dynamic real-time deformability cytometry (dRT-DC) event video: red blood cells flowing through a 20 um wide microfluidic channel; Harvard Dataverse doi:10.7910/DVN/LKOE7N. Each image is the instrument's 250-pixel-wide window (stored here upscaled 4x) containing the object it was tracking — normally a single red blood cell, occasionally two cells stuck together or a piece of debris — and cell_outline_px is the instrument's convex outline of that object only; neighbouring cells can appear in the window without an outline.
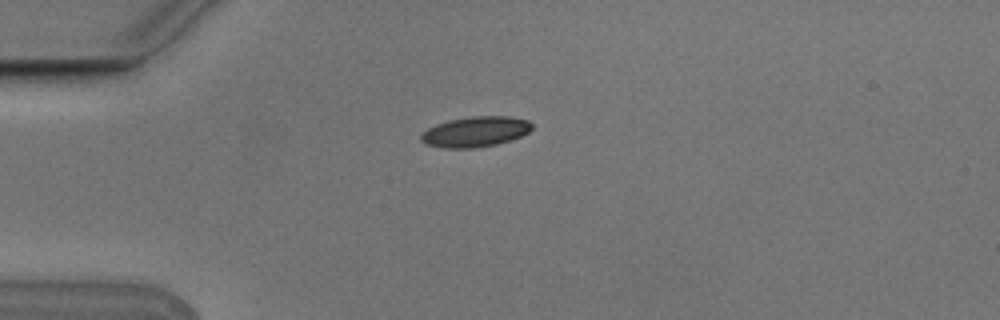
{"species": "Egyptian fruit bat (a non-hibernating species)", "species_latin": "Rousettus aegyptiacus", "temperature_condition": "cold", "stored_images_in_passage": 8, "camera_frame_rate_fps": 3000, "um_per_image_px": 0.085, "animal": {"sex": "male"}, "frame": {"image": 1, "passage_image": 1, "time_ms": 0.0, "image_size_px": [1000, 320], "cell_outline_px": [[532, 128], [528, 132], [520, 136], [496, 144], [472, 148], [444, 148], [428, 144], [420, 140], [420, 136], [428, 128], [436, 124], [448, 120], [472, 116], [508, 116], [528, 120], [532, 124]], "centroid_in_image_um": [40.4, 11.18], "position_along_channel_um": 44.6, "area_um2": 19.42}}
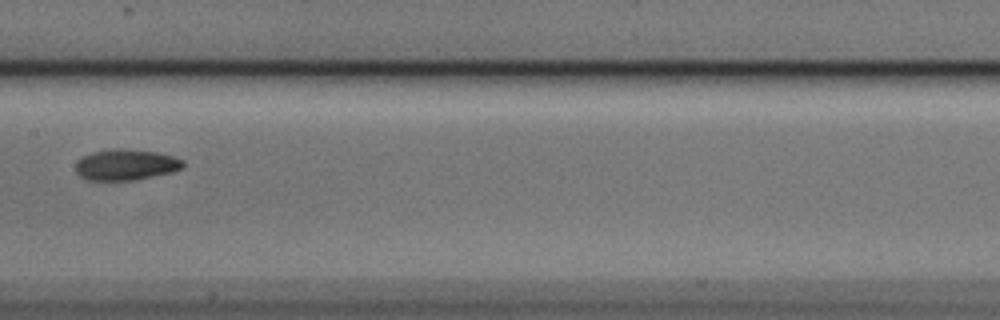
{"frame": {"image": 2, "passage_image": 5, "time_ms": 1.333, "image_size_px": [1000, 320], "cell_outline_px": [[184, 168], [172, 172], [136, 180], [88, 180], [80, 176], [76, 172], [76, 164], [84, 156], [92, 152], [112, 148], [116, 148], [156, 152], [172, 156], [184, 160]], "centroid_in_image_um": [10.73, 14.01], "position_along_channel_um": 196.7, "area_um2": 19.31}}
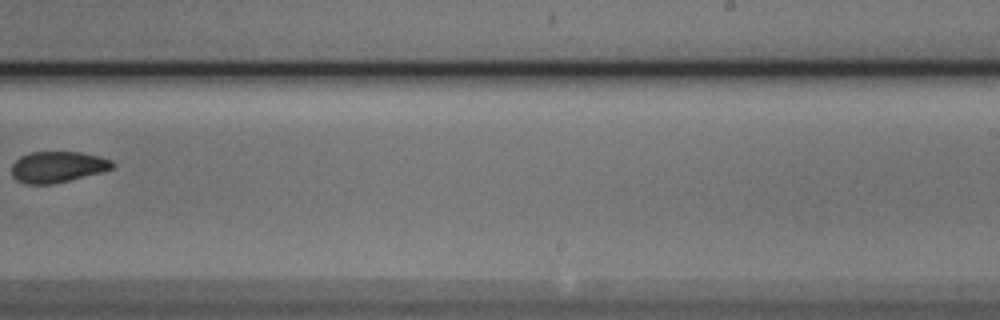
{"frame": {"image": 3, "passage_image": 7, "time_ms": 2.0, "image_size_px": [1000, 320], "cell_outline_px": [[116, 164], [112, 168], [104, 172], [52, 184], [24, 184], [16, 180], [12, 176], [12, 164], [20, 156], [28, 152], [80, 152], [100, 156], [112, 160]], "centroid_in_image_um": [4.9, 14.19], "position_along_channel_um": 284.1, "area_um2": 18.5}}